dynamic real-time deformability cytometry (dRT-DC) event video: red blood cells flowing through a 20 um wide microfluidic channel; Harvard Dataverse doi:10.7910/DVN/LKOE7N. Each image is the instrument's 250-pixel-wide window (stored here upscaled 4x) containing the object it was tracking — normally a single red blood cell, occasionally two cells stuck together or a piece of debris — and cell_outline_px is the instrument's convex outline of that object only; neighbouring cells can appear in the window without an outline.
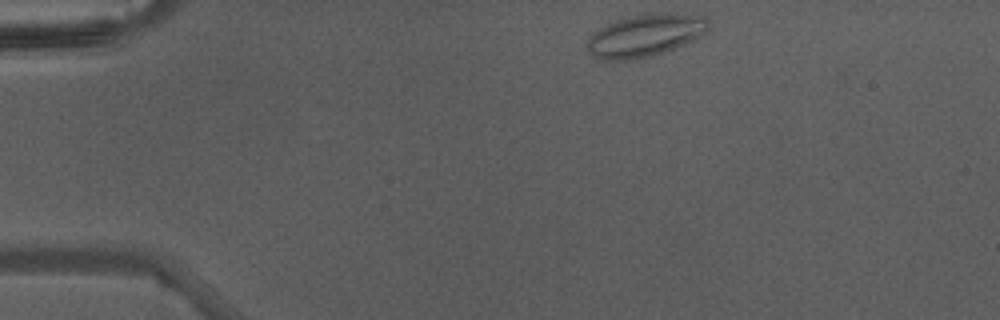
{"species": "Egyptian fruit bat (a non-hibernating species)", "species_latin": "Rousettus aegyptiacus", "temperature_condition": "warm", "stored_images_in_passage": 38, "camera_frame_rate_fps": 3000, "um_per_image_px": 0.085, "animal": {"sex": "male"}, "frame": {"image": 1, "passage_image": 1, "time_ms": 0.0, "image_size_px": [1000, 320], "cell_outline_px": [[708, 28], [700, 36], [676, 48], [652, 56], [632, 60], [604, 60], [588, 52], [584, 44], [588, 36], [592, 32], [616, 20], [652, 12], [676, 12], [708, 16]], "centroid_in_image_um": [54.84, 3.0], "position_along_channel_um": 30.2, "area_um2": 30.4}}
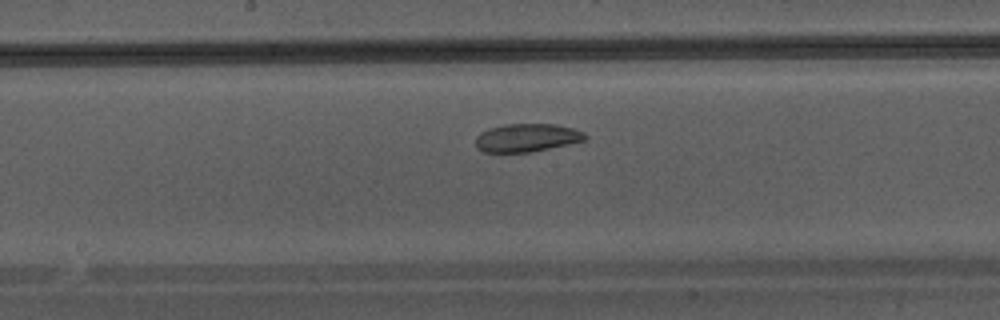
{"frame": {"image": 2, "passage_image": 17, "time_ms": 5.333, "image_size_px": [1000, 320], "cell_outline_px": [[588, 136], [584, 140], [568, 144], [528, 152], [484, 152], [476, 148], [476, 136], [480, 132], [488, 128], [504, 124], [556, 124], [572, 128], [584, 132]], "centroid_in_image_um": [44.75, 11.7], "position_along_channel_um": 203.5, "area_um2": 17.92}}
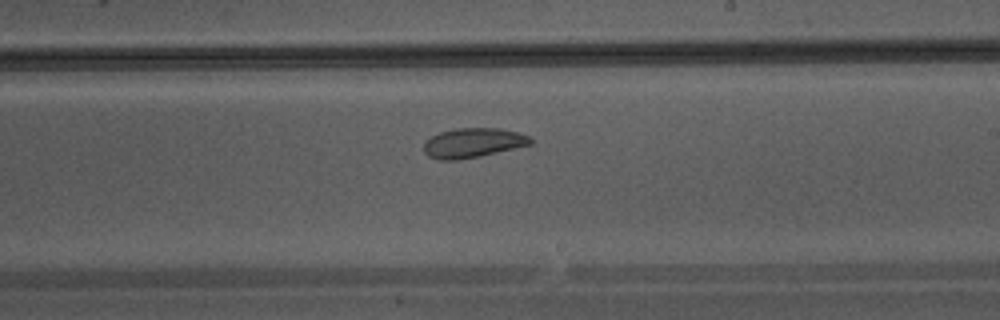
{"frame": {"image": 3, "passage_image": 20, "time_ms": 6.333, "image_size_px": [1000, 320], "cell_outline_px": [[532, 144], [480, 156], [456, 160], [440, 160], [428, 156], [424, 152], [424, 140], [440, 132], [456, 128], [500, 128], [516, 132], [528, 136], [532, 140]], "centroid_in_image_um": [40.17, 12.14], "position_along_channel_um": 248.8, "area_um2": 18.32}}